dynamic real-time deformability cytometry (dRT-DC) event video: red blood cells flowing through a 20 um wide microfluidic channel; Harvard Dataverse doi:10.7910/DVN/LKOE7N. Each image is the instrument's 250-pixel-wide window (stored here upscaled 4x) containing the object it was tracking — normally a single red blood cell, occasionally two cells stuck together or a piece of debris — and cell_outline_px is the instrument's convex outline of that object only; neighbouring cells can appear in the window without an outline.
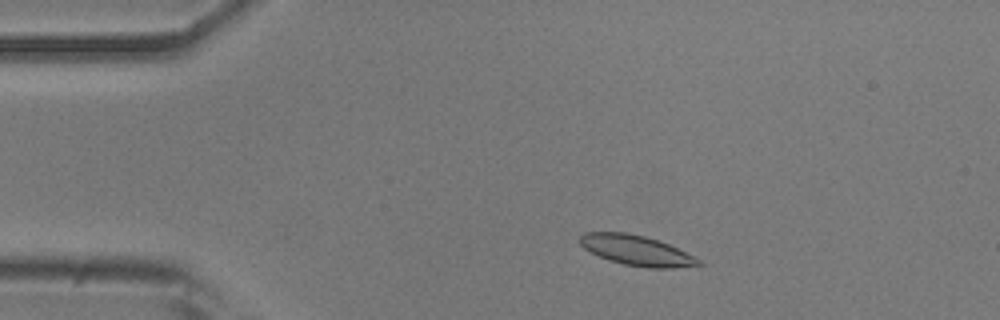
{"species": "common noctule bat (a hibernating species)", "species_latin": "Nyctalus noctula", "temperature_condition": "room temperature", "stored_images_in_passage": 51, "camera_frame_rate_fps": 3000, "um_per_image_px": 0.085, "animal": {"sex": "male", "body_mass_g": 20.5, "forearm_length_mm": 52.5}, "frame": {"image": 1, "passage_image": 7, "time_ms": 2.0, "image_size_px": [1000, 320], "cell_outline_px": [[704, 264], [672, 268], [648, 268], [624, 264], [608, 260], [584, 248], [580, 244], [580, 236], [584, 232], [624, 232], [644, 236], [668, 244], [696, 256]], "centroid_in_image_um": [54.12, 21.29], "position_along_channel_um": 30.9, "area_um2": 20.69}}
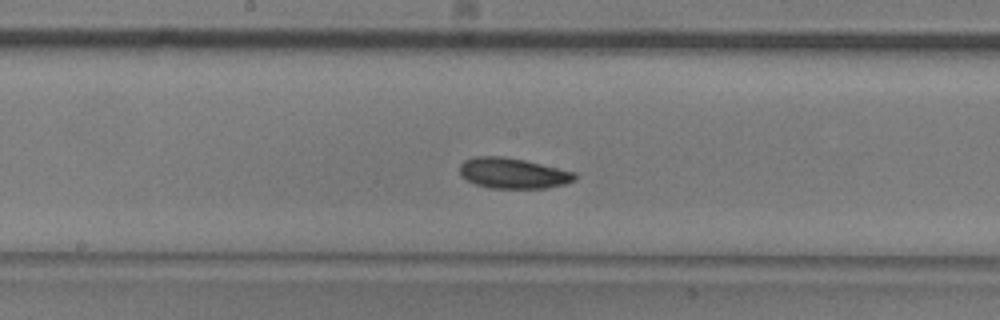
{"frame": {"image": 2, "passage_image": 25, "time_ms": 8.0, "image_size_px": [1000, 320], "cell_outline_px": [[576, 180], [564, 184], [544, 188], [488, 188], [476, 184], [460, 176], [460, 164], [464, 160], [476, 156], [504, 156], [524, 160], [576, 172]], "centroid_in_image_um": [43.59, 14.72], "position_along_channel_um": 204.6, "area_um2": 20.52}}
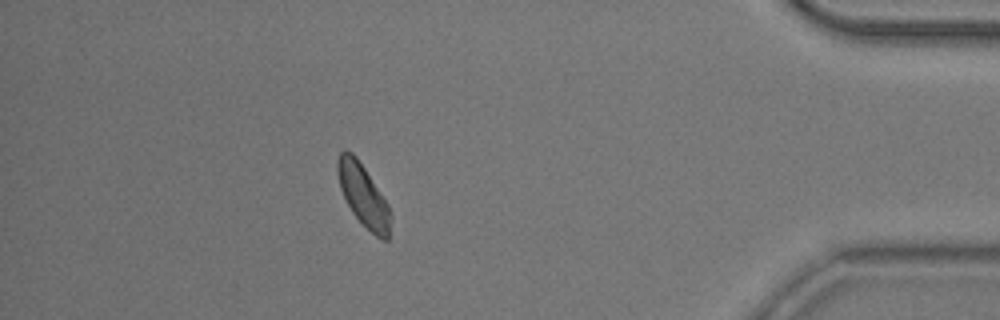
{"frame": {"image": 3, "passage_image": 45, "time_ms": 14.667, "image_size_px": [1000, 320], "cell_outline_px": [[392, 216], [388, 240], [384, 240], [376, 236], [352, 212], [340, 188], [336, 172], [336, 160], [340, 152], [344, 148], [352, 152], [356, 156], [388, 204], [392, 212]], "centroid_in_image_um": [30.87, 16.57], "position_along_channel_um": 404.3, "area_um2": 19.07}, "authors_computed_cell_mechanics": {"area_um2": 19.9988, "velocity_mm_per_s": 3.6966, "shape_relaxation_time_tau1_ms": 2.2532, "shape_relaxation_time_tau2_ms": null, "deformation_change_tau1": 0.0938, "deformation_change_tau2": null}}